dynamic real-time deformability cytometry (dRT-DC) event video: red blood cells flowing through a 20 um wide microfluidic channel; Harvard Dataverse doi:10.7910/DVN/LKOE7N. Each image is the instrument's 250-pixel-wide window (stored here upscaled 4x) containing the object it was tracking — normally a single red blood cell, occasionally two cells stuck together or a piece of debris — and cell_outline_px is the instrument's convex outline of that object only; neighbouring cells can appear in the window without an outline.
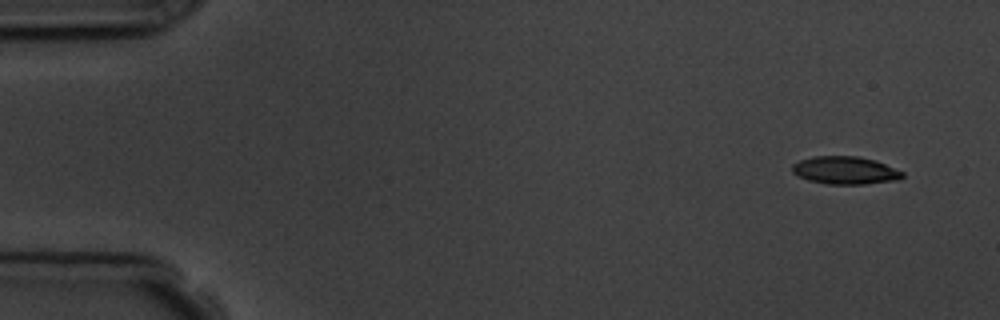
{"species": "common noctule bat (a hibernating species)", "species_latin": "Nyctalus noctula", "temperature_condition": "room temperature", "stored_images_in_passage": 5, "camera_frame_rate_fps": 3000, "um_per_image_px": 0.085, "animal": {"sex": "male", "body_mass_g": 19.5, "forearm_length_mm": 54.6}, "frame": {"image": 1, "passage_image": 1, "time_ms": 0.0, "image_size_px": [1000, 320], "cell_outline_px": [[904, 176], [900, 180], [864, 184], [828, 184], [808, 180], [792, 172], [792, 164], [800, 160], [812, 156], [856, 156], [876, 160], [904, 172]], "centroid_in_image_um": [71.86, 14.48], "position_along_channel_um": 13.1, "area_um2": 17.92}}
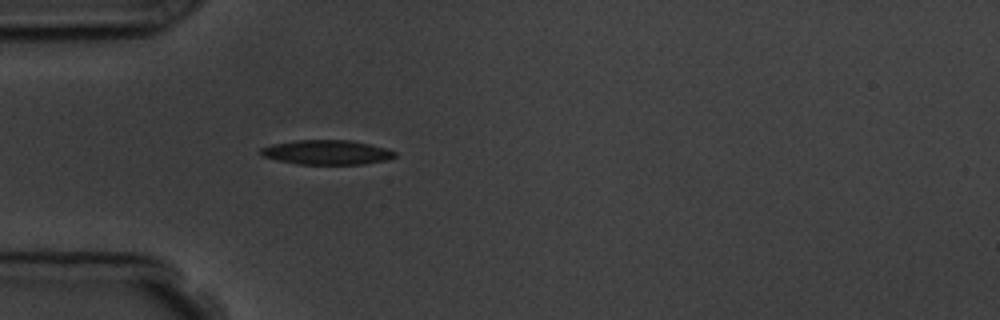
{"frame": {"image": 2, "passage_image": 5, "time_ms": 4.333, "image_size_px": [1000, 320], "cell_outline_px": [[396, 156], [384, 160], [364, 164], [296, 164], [264, 156], [260, 152], [260, 148], [272, 144], [296, 140], [348, 140], [388, 148], [396, 152]], "centroid_in_image_um": [27.79, 12.94], "position_along_channel_um": 57.2, "area_um2": 18.96}}